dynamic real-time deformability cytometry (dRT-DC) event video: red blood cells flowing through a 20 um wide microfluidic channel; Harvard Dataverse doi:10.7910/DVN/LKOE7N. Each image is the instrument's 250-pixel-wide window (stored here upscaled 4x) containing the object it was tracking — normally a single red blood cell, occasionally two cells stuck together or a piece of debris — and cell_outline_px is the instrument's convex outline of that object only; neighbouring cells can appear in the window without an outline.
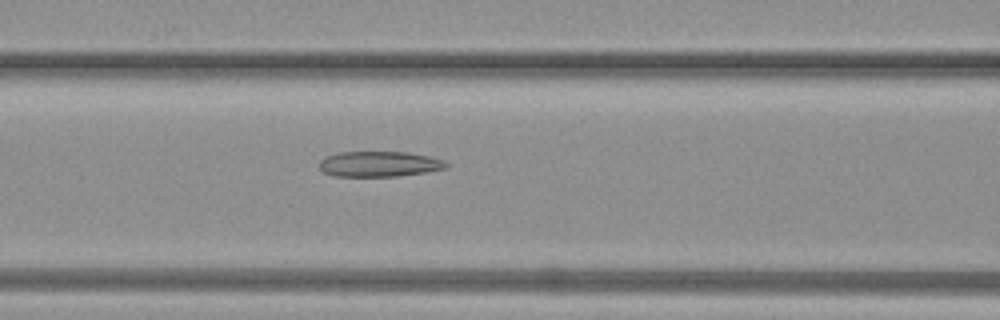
{"species": "common noctule bat (a hibernating species)", "species_latin": "Nyctalus noctula", "temperature_condition": "warm", "stored_images_in_passage": 40, "camera_frame_rate_fps": 3000, "um_per_image_px": 0.085, "animal": {"sex": "female", "body_mass_g": 19.3, "forearm_length_mm": 54.1}, "frame": {"image": 1, "passage_image": 17, "time_ms": 5.333, "image_size_px": [1000, 320], "cell_outline_px": [[448, 168], [428, 172], [396, 176], [332, 176], [324, 172], [320, 168], [320, 160], [324, 156], [340, 152], [408, 152], [428, 156], [444, 160], [448, 164]], "centroid_in_image_um": [32.25, 13.94], "position_along_channel_um": 134.4, "area_um2": 18.9}}
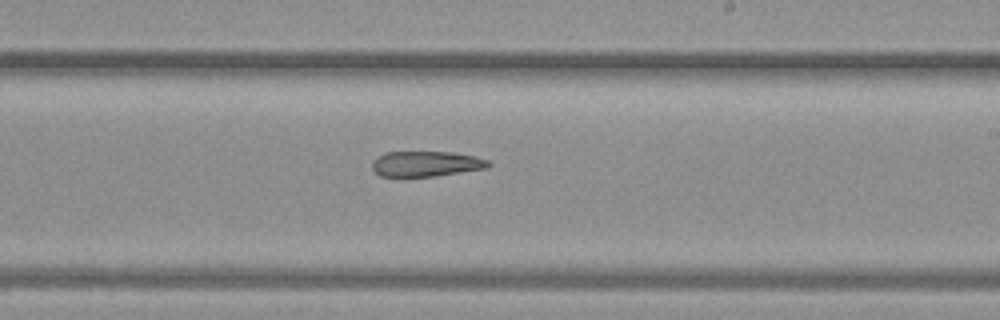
{"frame": {"image": 2, "passage_image": 24, "time_ms": 7.667, "image_size_px": [1000, 320], "cell_outline_px": [[492, 164], [488, 168], [436, 176], [380, 176], [372, 168], [372, 160], [376, 156], [384, 152], [452, 152], [476, 156], [488, 160]], "centroid_in_image_um": [36.22, 13.92], "position_along_channel_um": 252.8, "area_um2": 17.34}}
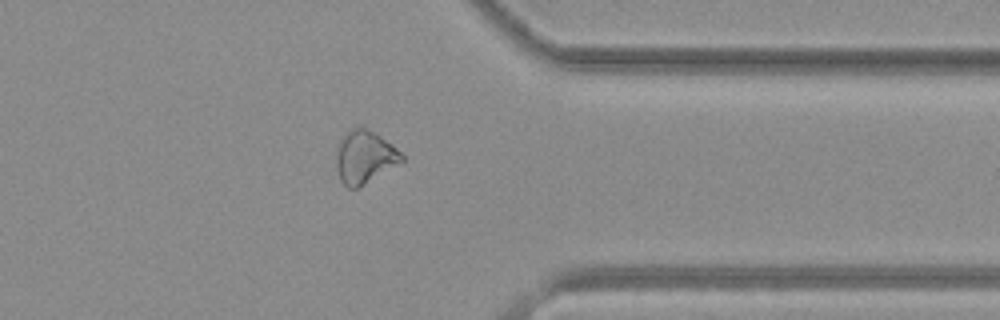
{"frame": {"image": 3, "passage_image": 32, "time_ms": 10.333, "image_size_px": [1000, 320], "cell_outline_px": [[404, 160], [356, 188], [348, 188], [340, 180], [336, 168], [336, 156], [340, 140], [352, 128], [368, 128], [392, 144], [404, 156]], "centroid_in_image_um": [30.97, 13.34], "position_along_channel_um": 380.4, "area_um2": 19.59}}